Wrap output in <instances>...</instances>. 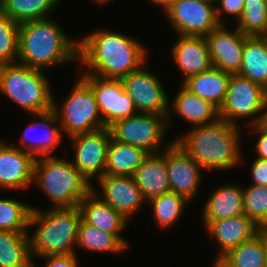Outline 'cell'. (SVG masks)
<instances>
[{
	"instance_id": "obj_45",
	"label": "cell",
	"mask_w": 267,
	"mask_h": 267,
	"mask_svg": "<svg viewBox=\"0 0 267 267\" xmlns=\"http://www.w3.org/2000/svg\"><path fill=\"white\" fill-rule=\"evenodd\" d=\"M266 267H267V230H266V257H265Z\"/></svg>"
},
{
	"instance_id": "obj_12",
	"label": "cell",
	"mask_w": 267,
	"mask_h": 267,
	"mask_svg": "<svg viewBox=\"0 0 267 267\" xmlns=\"http://www.w3.org/2000/svg\"><path fill=\"white\" fill-rule=\"evenodd\" d=\"M126 93L131 97L138 113L167 116L169 97L159 76L144 65L122 79Z\"/></svg>"
},
{
	"instance_id": "obj_29",
	"label": "cell",
	"mask_w": 267,
	"mask_h": 267,
	"mask_svg": "<svg viewBox=\"0 0 267 267\" xmlns=\"http://www.w3.org/2000/svg\"><path fill=\"white\" fill-rule=\"evenodd\" d=\"M76 246L78 249L96 253L120 254L126 252L128 247L112 233L104 232L82 220L78 228Z\"/></svg>"
},
{
	"instance_id": "obj_43",
	"label": "cell",
	"mask_w": 267,
	"mask_h": 267,
	"mask_svg": "<svg viewBox=\"0 0 267 267\" xmlns=\"http://www.w3.org/2000/svg\"><path fill=\"white\" fill-rule=\"evenodd\" d=\"M94 3H96V4H98V5H106V4H108V3H112L113 2V0H92Z\"/></svg>"
},
{
	"instance_id": "obj_24",
	"label": "cell",
	"mask_w": 267,
	"mask_h": 267,
	"mask_svg": "<svg viewBox=\"0 0 267 267\" xmlns=\"http://www.w3.org/2000/svg\"><path fill=\"white\" fill-rule=\"evenodd\" d=\"M143 198L148 201L170 191L166 167V149L149 154L133 175Z\"/></svg>"
},
{
	"instance_id": "obj_4",
	"label": "cell",
	"mask_w": 267,
	"mask_h": 267,
	"mask_svg": "<svg viewBox=\"0 0 267 267\" xmlns=\"http://www.w3.org/2000/svg\"><path fill=\"white\" fill-rule=\"evenodd\" d=\"M80 221L78 207L49 208L42 211L33 206L28 226L29 230L35 227L34 233H28L33 261L36 257L40 259L49 255L76 254Z\"/></svg>"
},
{
	"instance_id": "obj_32",
	"label": "cell",
	"mask_w": 267,
	"mask_h": 267,
	"mask_svg": "<svg viewBox=\"0 0 267 267\" xmlns=\"http://www.w3.org/2000/svg\"><path fill=\"white\" fill-rule=\"evenodd\" d=\"M266 230L229 250L222 258L232 267H266Z\"/></svg>"
},
{
	"instance_id": "obj_37",
	"label": "cell",
	"mask_w": 267,
	"mask_h": 267,
	"mask_svg": "<svg viewBox=\"0 0 267 267\" xmlns=\"http://www.w3.org/2000/svg\"><path fill=\"white\" fill-rule=\"evenodd\" d=\"M219 3V4H218ZM245 0H216V18L220 25H226L223 20L224 15H230L231 20L234 19L235 23L241 18Z\"/></svg>"
},
{
	"instance_id": "obj_6",
	"label": "cell",
	"mask_w": 267,
	"mask_h": 267,
	"mask_svg": "<svg viewBox=\"0 0 267 267\" xmlns=\"http://www.w3.org/2000/svg\"><path fill=\"white\" fill-rule=\"evenodd\" d=\"M44 73L17 62L0 65V96L29 113L51 109L54 95Z\"/></svg>"
},
{
	"instance_id": "obj_26",
	"label": "cell",
	"mask_w": 267,
	"mask_h": 267,
	"mask_svg": "<svg viewBox=\"0 0 267 267\" xmlns=\"http://www.w3.org/2000/svg\"><path fill=\"white\" fill-rule=\"evenodd\" d=\"M148 155L149 153L140 147L121 143L111 137L105 175L133 176Z\"/></svg>"
},
{
	"instance_id": "obj_2",
	"label": "cell",
	"mask_w": 267,
	"mask_h": 267,
	"mask_svg": "<svg viewBox=\"0 0 267 267\" xmlns=\"http://www.w3.org/2000/svg\"><path fill=\"white\" fill-rule=\"evenodd\" d=\"M189 129L173 140L204 171H225L242 165L244 153L240 145V125L218 119L216 122Z\"/></svg>"
},
{
	"instance_id": "obj_25",
	"label": "cell",
	"mask_w": 267,
	"mask_h": 267,
	"mask_svg": "<svg viewBox=\"0 0 267 267\" xmlns=\"http://www.w3.org/2000/svg\"><path fill=\"white\" fill-rule=\"evenodd\" d=\"M231 74L212 66L210 69L186 79L182 84L192 93L221 108Z\"/></svg>"
},
{
	"instance_id": "obj_28",
	"label": "cell",
	"mask_w": 267,
	"mask_h": 267,
	"mask_svg": "<svg viewBox=\"0 0 267 267\" xmlns=\"http://www.w3.org/2000/svg\"><path fill=\"white\" fill-rule=\"evenodd\" d=\"M0 267H33L28 233L0 230Z\"/></svg>"
},
{
	"instance_id": "obj_21",
	"label": "cell",
	"mask_w": 267,
	"mask_h": 267,
	"mask_svg": "<svg viewBox=\"0 0 267 267\" xmlns=\"http://www.w3.org/2000/svg\"><path fill=\"white\" fill-rule=\"evenodd\" d=\"M208 236L219 245L216 257H222L229 250L252 239L261 229L245 214L237 217L211 221L206 227Z\"/></svg>"
},
{
	"instance_id": "obj_9",
	"label": "cell",
	"mask_w": 267,
	"mask_h": 267,
	"mask_svg": "<svg viewBox=\"0 0 267 267\" xmlns=\"http://www.w3.org/2000/svg\"><path fill=\"white\" fill-rule=\"evenodd\" d=\"M109 130L114 140L140 147L149 154L167 149L163 141L169 129L164 115L137 113L114 122Z\"/></svg>"
},
{
	"instance_id": "obj_38",
	"label": "cell",
	"mask_w": 267,
	"mask_h": 267,
	"mask_svg": "<svg viewBox=\"0 0 267 267\" xmlns=\"http://www.w3.org/2000/svg\"><path fill=\"white\" fill-rule=\"evenodd\" d=\"M45 261L43 267H79L77 254L68 255H49L41 257V260ZM35 260L33 261V267H36Z\"/></svg>"
},
{
	"instance_id": "obj_46",
	"label": "cell",
	"mask_w": 267,
	"mask_h": 267,
	"mask_svg": "<svg viewBox=\"0 0 267 267\" xmlns=\"http://www.w3.org/2000/svg\"><path fill=\"white\" fill-rule=\"evenodd\" d=\"M264 36V41H265V44H266V48H267V33Z\"/></svg>"
},
{
	"instance_id": "obj_42",
	"label": "cell",
	"mask_w": 267,
	"mask_h": 267,
	"mask_svg": "<svg viewBox=\"0 0 267 267\" xmlns=\"http://www.w3.org/2000/svg\"><path fill=\"white\" fill-rule=\"evenodd\" d=\"M212 267H232L227 261H225L222 257H216L213 261Z\"/></svg>"
},
{
	"instance_id": "obj_18",
	"label": "cell",
	"mask_w": 267,
	"mask_h": 267,
	"mask_svg": "<svg viewBox=\"0 0 267 267\" xmlns=\"http://www.w3.org/2000/svg\"><path fill=\"white\" fill-rule=\"evenodd\" d=\"M13 143L0 142V189L16 191L33 185L35 158Z\"/></svg>"
},
{
	"instance_id": "obj_36",
	"label": "cell",
	"mask_w": 267,
	"mask_h": 267,
	"mask_svg": "<svg viewBox=\"0 0 267 267\" xmlns=\"http://www.w3.org/2000/svg\"><path fill=\"white\" fill-rule=\"evenodd\" d=\"M19 24L0 12V65L16 63Z\"/></svg>"
},
{
	"instance_id": "obj_17",
	"label": "cell",
	"mask_w": 267,
	"mask_h": 267,
	"mask_svg": "<svg viewBox=\"0 0 267 267\" xmlns=\"http://www.w3.org/2000/svg\"><path fill=\"white\" fill-rule=\"evenodd\" d=\"M228 25H219L212 30L206 40L212 65L229 74H239L244 40L246 35L237 28L229 29Z\"/></svg>"
},
{
	"instance_id": "obj_7",
	"label": "cell",
	"mask_w": 267,
	"mask_h": 267,
	"mask_svg": "<svg viewBox=\"0 0 267 267\" xmlns=\"http://www.w3.org/2000/svg\"><path fill=\"white\" fill-rule=\"evenodd\" d=\"M62 101L60 106L53 98L52 109L68 139L105 128L93 91L81 76Z\"/></svg>"
},
{
	"instance_id": "obj_20",
	"label": "cell",
	"mask_w": 267,
	"mask_h": 267,
	"mask_svg": "<svg viewBox=\"0 0 267 267\" xmlns=\"http://www.w3.org/2000/svg\"><path fill=\"white\" fill-rule=\"evenodd\" d=\"M179 89L180 91L176 93L174 99L169 100L168 129L172 124L171 114L178 115L180 119L182 118L185 122L192 124V127L210 124L220 119L219 109L212 103L192 93L182 83Z\"/></svg>"
},
{
	"instance_id": "obj_16",
	"label": "cell",
	"mask_w": 267,
	"mask_h": 267,
	"mask_svg": "<svg viewBox=\"0 0 267 267\" xmlns=\"http://www.w3.org/2000/svg\"><path fill=\"white\" fill-rule=\"evenodd\" d=\"M97 183L101 190L97 191L93 186L95 194L128 221L132 220L131 217L138 214L147 202L133 176L104 175Z\"/></svg>"
},
{
	"instance_id": "obj_19",
	"label": "cell",
	"mask_w": 267,
	"mask_h": 267,
	"mask_svg": "<svg viewBox=\"0 0 267 267\" xmlns=\"http://www.w3.org/2000/svg\"><path fill=\"white\" fill-rule=\"evenodd\" d=\"M178 39L171 48L173 63L183 73V83L191 76L210 69L213 65L209 47L204 36L177 35Z\"/></svg>"
},
{
	"instance_id": "obj_10",
	"label": "cell",
	"mask_w": 267,
	"mask_h": 267,
	"mask_svg": "<svg viewBox=\"0 0 267 267\" xmlns=\"http://www.w3.org/2000/svg\"><path fill=\"white\" fill-rule=\"evenodd\" d=\"M165 15L177 35L206 37L220 25L212 0H175Z\"/></svg>"
},
{
	"instance_id": "obj_40",
	"label": "cell",
	"mask_w": 267,
	"mask_h": 267,
	"mask_svg": "<svg viewBox=\"0 0 267 267\" xmlns=\"http://www.w3.org/2000/svg\"><path fill=\"white\" fill-rule=\"evenodd\" d=\"M251 164V185H260L267 187V160L255 157Z\"/></svg>"
},
{
	"instance_id": "obj_5",
	"label": "cell",
	"mask_w": 267,
	"mask_h": 267,
	"mask_svg": "<svg viewBox=\"0 0 267 267\" xmlns=\"http://www.w3.org/2000/svg\"><path fill=\"white\" fill-rule=\"evenodd\" d=\"M45 156L35 159L33 184L48 197L50 208H72L93 190L90 183L66 157Z\"/></svg>"
},
{
	"instance_id": "obj_15",
	"label": "cell",
	"mask_w": 267,
	"mask_h": 267,
	"mask_svg": "<svg viewBox=\"0 0 267 267\" xmlns=\"http://www.w3.org/2000/svg\"><path fill=\"white\" fill-rule=\"evenodd\" d=\"M32 115L37 117L34 120H38L25 127L19 142L20 145L13 144V146L26 151L35 159L52 156L54 150L58 148L57 146L61 145L64 136L55 111L51 108L44 112L32 113Z\"/></svg>"
},
{
	"instance_id": "obj_3",
	"label": "cell",
	"mask_w": 267,
	"mask_h": 267,
	"mask_svg": "<svg viewBox=\"0 0 267 267\" xmlns=\"http://www.w3.org/2000/svg\"><path fill=\"white\" fill-rule=\"evenodd\" d=\"M78 45L54 18L27 21L19 24L17 63L46 71L77 62Z\"/></svg>"
},
{
	"instance_id": "obj_22",
	"label": "cell",
	"mask_w": 267,
	"mask_h": 267,
	"mask_svg": "<svg viewBox=\"0 0 267 267\" xmlns=\"http://www.w3.org/2000/svg\"><path fill=\"white\" fill-rule=\"evenodd\" d=\"M81 220L98 229L115 234L128 248L129 242L121 235L127 221L92 190L77 206Z\"/></svg>"
},
{
	"instance_id": "obj_31",
	"label": "cell",
	"mask_w": 267,
	"mask_h": 267,
	"mask_svg": "<svg viewBox=\"0 0 267 267\" xmlns=\"http://www.w3.org/2000/svg\"><path fill=\"white\" fill-rule=\"evenodd\" d=\"M188 202L190 201L184 196L171 191L147 201L152 208V217L160 230L175 226L181 216L183 217Z\"/></svg>"
},
{
	"instance_id": "obj_35",
	"label": "cell",
	"mask_w": 267,
	"mask_h": 267,
	"mask_svg": "<svg viewBox=\"0 0 267 267\" xmlns=\"http://www.w3.org/2000/svg\"><path fill=\"white\" fill-rule=\"evenodd\" d=\"M243 185L244 214L261 230H267V187Z\"/></svg>"
},
{
	"instance_id": "obj_13",
	"label": "cell",
	"mask_w": 267,
	"mask_h": 267,
	"mask_svg": "<svg viewBox=\"0 0 267 267\" xmlns=\"http://www.w3.org/2000/svg\"><path fill=\"white\" fill-rule=\"evenodd\" d=\"M74 147L73 166L93 184V179L105 175L108 145L111 139L109 127L69 138ZM92 181V182H91Z\"/></svg>"
},
{
	"instance_id": "obj_1",
	"label": "cell",
	"mask_w": 267,
	"mask_h": 267,
	"mask_svg": "<svg viewBox=\"0 0 267 267\" xmlns=\"http://www.w3.org/2000/svg\"><path fill=\"white\" fill-rule=\"evenodd\" d=\"M78 41V63L87 67L82 74L122 79L146 66L147 47L130 35L102 28Z\"/></svg>"
},
{
	"instance_id": "obj_34",
	"label": "cell",
	"mask_w": 267,
	"mask_h": 267,
	"mask_svg": "<svg viewBox=\"0 0 267 267\" xmlns=\"http://www.w3.org/2000/svg\"><path fill=\"white\" fill-rule=\"evenodd\" d=\"M246 36L267 33V0H245L241 18L234 25Z\"/></svg>"
},
{
	"instance_id": "obj_41",
	"label": "cell",
	"mask_w": 267,
	"mask_h": 267,
	"mask_svg": "<svg viewBox=\"0 0 267 267\" xmlns=\"http://www.w3.org/2000/svg\"><path fill=\"white\" fill-rule=\"evenodd\" d=\"M154 5H158L161 7L163 12L165 13L167 9L174 3L175 0H149Z\"/></svg>"
},
{
	"instance_id": "obj_11",
	"label": "cell",
	"mask_w": 267,
	"mask_h": 267,
	"mask_svg": "<svg viewBox=\"0 0 267 267\" xmlns=\"http://www.w3.org/2000/svg\"><path fill=\"white\" fill-rule=\"evenodd\" d=\"M80 76L93 91L105 127L138 113L121 79L103 78L91 74H80Z\"/></svg>"
},
{
	"instance_id": "obj_8",
	"label": "cell",
	"mask_w": 267,
	"mask_h": 267,
	"mask_svg": "<svg viewBox=\"0 0 267 267\" xmlns=\"http://www.w3.org/2000/svg\"><path fill=\"white\" fill-rule=\"evenodd\" d=\"M266 107L267 89L239 74H232L219 117L234 125L248 118L249 127L263 122Z\"/></svg>"
},
{
	"instance_id": "obj_23",
	"label": "cell",
	"mask_w": 267,
	"mask_h": 267,
	"mask_svg": "<svg viewBox=\"0 0 267 267\" xmlns=\"http://www.w3.org/2000/svg\"><path fill=\"white\" fill-rule=\"evenodd\" d=\"M227 183L213 189L202 207L204 227L211 221L233 218L244 214L243 187Z\"/></svg>"
},
{
	"instance_id": "obj_44",
	"label": "cell",
	"mask_w": 267,
	"mask_h": 267,
	"mask_svg": "<svg viewBox=\"0 0 267 267\" xmlns=\"http://www.w3.org/2000/svg\"><path fill=\"white\" fill-rule=\"evenodd\" d=\"M262 123L267 127V107L265 109L264 119Z\"/></svg>"
},
{
	"instance_id": "obj_39",
	"label": "cell",
	"mask_w": 267,
	"mask_h": 267,
	"mask_svg": "<svg viewBox=\"0 0 267 267\" xmlns=\"http://www.w3.org/2000/svg\"><path fill=\"white\" fill-rule=\"evenodd\" d=\"M249 130L259 137L254 150L258 154L257 157L267 160V127L263 123H257L251 125Z\"/></svg>"
},
{
	"instance_id": "obj_27",
	"label": "cell",
	"mask_w": 267,
	"mask_h": 267,
	"mask_svg": "<svg viewBox=\"0 0 267 267\" xmlns=\"http://www.w3.org/2000/svg\"><path fill=\"white\" fill-rule=\"evenodd\" d=\"M239 75L267 89V48L264 36H247L244 40Z\"/></svg>"
},
{
	"instance_id": "obj_14",
	"label": "cell",
	"mask_w": 267,
	"mask_h": 267,
	"mask_svg": "<svg viewBox=\"0 0 267 267\" xmlns=\"http://www.w3.org/2000/svg\"><path fill=\"white\" fill-rule=\"evenodd\" d=\"M166 167L170 191L193 201L201 188L204 169L174 140L166 149Z\"/></svg>"
},
{
	"instance_id": "obj_33",
	"label": "cell",
	"mask_w": 267,
	"mask_h": 267,
	"mask_svg": "<svg viewBox=\"0 0 267 267\" xmlns=\"http://www.w3.org/2000/svg\"><path fill=\"white\" fill-rule=\"evenodd\" d=\"M31 210L32 205L14 198H0V230L29 233Z\"/></svg>"
},
{
	"instance_id": "obj_30",
	"label": "cell",
	"mask_w": 267,
	"mask_h": 267,
	"mask_svg": "<svg viewBox=\"0 0 267 267\" xmlns=\"http://www.w3.org/2000/svg\"><path fill=\"white\" fill-rule=\"evenodd\" d=\"M63 0H0V12L21 24L51 18L50 12Z\"/></svg>"
}]
</instances>
